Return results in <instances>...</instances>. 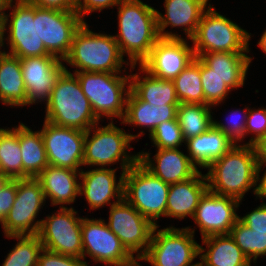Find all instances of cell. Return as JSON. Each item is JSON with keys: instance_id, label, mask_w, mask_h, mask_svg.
I'll list each match as a JSON object with an SVG mask.
<instances>
[{"instance_id": "obj_11", "label": "cell", "mask_w": 266, "mask_h": 266, "mask_svg": "<svg viewBox=\"0 0 266 266\" xmlns=\"http://www.w3.org/2000/svg\"><path fill=\"white\" fill-rule=\"evenodd\" d=\"M71 207L42 219L37 236L44 249L66 256L83 259L82 218Z\"/></svg>"}, {"instance_id": "obj_41", "label": "cell", "mask_w": 266, "mask_h": 266, "mask_svg": "<svg viewBox=\"0 0 266 266\" xmlns=\"http://www.w3.org/2000/svg\"><path fill=\"white\" fill-rule=\"evenodd\" d=\"M82 258L66 256L42 249L39 254L37 266H88Z\"/></svg>"}, {"instance_id": "obj_38", "label": "cell", "mask_w": 266, "mask_h": 266, "mask_svg": "<svg viewBox=\"0 0 266 266\" xmlns=\"http://www.w3.org/2000/svg\"><path fill=\"white\" fill-rule=\"evenodd\" d=\"M149 135L159 149L178 148L185 143L177 118L162 122Z\"/></svg>"}, {"instance_id": "obj_32", "label": "cell", "mask_w": 266, "mask_h": 266, "mask_svg": "<svg viewBox=\"0 0 266 266\" xmlns=\"http://www.w3.org/2000/svg\"><path fill=\"white\" fill-rule=\"evenodd\" d=\"M211 107L208 104L180 103L177 119L184 140L199 136L213 125Z\"/></svg>"}, {"instance_id": "obj_20", "label": "cell", "mask_w": 266, "mask_h": 266, "mask_svg": "<svg viewBox=\"0 0 266 266\" xmlns=\"http://www.w3.org/2000/svg\"><path fill=\"white\" fill-rule=\"evenodd\" d=\"M208 0H165L166 14L157 11V30L162 39H182L178 34L166 32L169 25L183 27L186 38L192 39L197 31L203 12L207 9Z\"/></svg>"}, {"instance_id": "obj_40", "label": "cell", "mask_w": 266, "mask_h": 266, "mask_svg": "<svg viewBox=\"0 0 266 266\" xmlns=\"http://www.w3.org/2000/svg\"><path fill=\"white\" fill-rule=\"evenodd\" d=\"M247 112L245 134H252V132L255 134L250 138L249 143H246L251 145L258 138L266 135V109L250 110L248 108Z\"/></svg>"}, {"instance_id": "obj_1", "label": "cell", "mask_w": 266, "mask_h": 266, "mask_svg": "<svg viewBox=\"0 0 266 266\" xmlns=\"http://www.w3.org/2000/svg\"><path fill=\"white\" fill-rule=\"evenodd\" d=\"M117 6L119 33L114 38L134 69L138 61L140 65L149 56L160 39L157 10L141 0H122Z\"/></svg>"}, {"instance_id": "obj_48", "label": "cell", "mask_w": 266, "mask_h": 266, "mask_svg": "<svg viewBox=\"0 0 266 266\" xmlns=\"http://www.w3.org/2000/svg\"><path fill=\"white\" fill-rule=\"evenodd\" d=\"M10 0H0V31L2 29L4 19H5V10L7 9L8 3ZM3 11V12H2Z\"/></svg>"}, {"instance_id": "obj_23", "label": "cell", "mask_w": 266, "mask_h": 266, "mask_svg": "<svg viewBox=\"0 0 266 266\" xmlns=\"http://www.w3.org/2000/svg\"><path fill=\"white\" fill-rule=\"evenodd\" d=\"M206 181V175L198 171L185 181L170 184L165 216L177 219L193 217L201 197L208 190Z\"/></svg>"}, {"instance_id": "obj_5", "label": "cell", "mask_w": 266, "mask_h": 266, "mask_svg": "<svg viewBox=\"0 0 266 266\" xmlns=\"http://www.w3.org/2000/svg\"><path fill=\"white\" fill-rule=\"evenodd\" d=\"M74 74L98 119L106 116L123 120L130 92V75L120 76L118 75L120 73L90 71H80ZM127 84L128 89L125 88Z\"/></svg>"}, {"instance_id": "obj_39", "label": "cell", "mask_w": 266, "mask_h": 266, "mask_svg": "<svg viewBox=\"0 0 266 266\" xmlns=\"http://www.w3.org/2000/svg\"><path fill=\"white\" fill-rule=\"evenodd\" d=\"M246 111H248V108L244 111H241L244 114L243 117L237 115V112H239L238 110L232 111L234 118L232 117L231 123H229L227 126L223 123H219L218 121H213V125L221 130L234 144H237V141H241L243 138H245L246 118L248 113Z\"/></svg>"}, {"instance_id": "obj_53", "label": "cell", "mask_w": 266, "mask_h": 266, "mask_svg": "<svg viewBox=\"0 0 266 266\" xmlns=\"http://www.w3.org/2000/svg\"><path fill=\"white\" fill-rule=\"evenodd\" d=\"M0 173H3V170H2L1 164H0Z\"/></svg>"}, {"instance_id": "obj_28", "label": "cell", "mask_w": 266, "mask_h": 266, "mask_svg": "<svg viewBox=\"0 0 266 266\" xmlns=\"http://www.w3.org/2000/svg\"><path fill=\"white\" fill-rule=\"evenodd\" d=\"M232 90L244 86L252 58L245 53L211 52L199 57Z\"/></svg>"}, {"instance_id": "obj_15", "label": "cell", "mask_w": 266, "mask_h": 266, "mask_svg": "<svg viewBox=\"0 0 266 266\" xmlns=\"http://www.w3.org/2000/svg\"><path fill=\"white\" fill-rule=\"evenodd\" d=\"M84 22L76 11L37 6L38 37L46 50L62 61L70 51L75 33Z\"/></svg>"}, {"instance_id": "obj_26", "label": "cell", "mask_w": 266, "mask_h": 266, "mask_svg": "<svg viewBox=\"0 0 266 266\" xmlns=\"http://www.w3.org/2000/svg\"><path fill=\"white\" fill-rule=\"evenodd\" d=\"M189 158L197 167L207 168L222 157L234 143L218 128L212 125L206 132L185 141Z\"/></svg>"}, {"instance_id": "obj_7", "label": "cell", "mask_w": 266, "mask_h": 266, "mask_svg": "<svg viewBox=\"0 0 266 266\" xmlns=\"http://www.w3.org/2000/svg\"><path fill=\"white\" fill-rule=\"evenodd\" d=\"M97 127L96 124L86 131L83 166L96 165L106 168L121 159L122 173H125L138 162V154L129 156L127 150L131 149L129 143L142 135L141 133L138 135L128 134L115 126L113 121L105 127H98V129ZM91 131L94 132L92 136ZM89 136H91L90 139Z\"/></svg>"}, {"instance_id": "obj_16", "label": "cell", "mask_w": 266, "mask_h": 266, "mask_svg": "<svg viewBox=\"0 0 266 266\" xmlns=\"http://www.w3.org/2000/svg\"><path fill=\"white\" fill-rule=\"evenodd\" d=\"M86 131L44 120L41 136L50 165L78 170L83 165Z\"/></svg>"}, {"instance_id": "obj_31", "label": "cell", "mask_w": 266, "mask_h": 266, "mask_svg": "<svg viewBox=\"0 0 266 266\" xmlns=\"http://www.w3.org/2000/svg\"><path fill=\"white\" fill-rule=\"evenodd\" d=\"M19 142L23 163V178H36L49 165L41 130L33 132L28 126L20 123Z\"/></svg>"}, {"instance_id": "obj_8", "label": "cell", "mask_w": 266, "mask_h": 266, "mask_svg": "<svg viewBox=\"0 0 266 266\" xmlns=\"http://www.w3.org/2000/svg\"><path fill=\"white\" fill-rule=\"evenodd\" d=\"M123 183V198L157 226L155 220L165 216L170 184L153 175L139 161L125 172Z\"/></svg>"}, {"instance_id": "obj_3", "label": "cell", "mask_w": 266, "mask_h": 266, "mask_svg": "<svg viewBox=\"0 0 266 266\" xmlns=\"http://www.w3.org/2000/svg\"><path fill=\"white\" fill-rule=\"evenodd\" d=\"M45 121L82 131L99 124L79 80L67 69L60 74L46 102Z\"/></svg>"}, {"instance_id": "obj_9", "label": "cell", "mask_w": 266, "mask_h": 266, "mask_svg": "<svg viewBox=\"0 0 266 266\" xmlns=\"http://www.w3.org/2000/svg\"><path fill=\"white\" fill-rule=\"evenodd\" d=\"M158 227H154L147 251L139 260L153 266L195 265L191 263L200 255V245L194 240L195 230L169 227L157 231Z\"/></svg>"}, {"instance_id": "obj_4", "label": "cell", "mask_w": 266, "mask_h": 266, "mask_svg": "<svg viewBox=\"0 0 266 266\" xmlns=\"http://www.w3.org/2000/svg\"><path fill=\"white\" fill-rule=\"evenodd\" d=\"M63 61L79 68L75 72L103 73H121L120 68L126 63L114 36L94 33L86 22L75 33L70 51Z\"/></svg>"}, {"instance_id": "obj_18", "label": "cell", "mask_w": 266, "mask_h": 266, "mask_svg": "<svg viewBox=\"0 0 266 266\" xmlns=\"http://www.w3.org/2000/svg\"><path fill=\"white\" fill-rule=\"evenodd\" d=\"M189 46L183 38H160L139 66L156 78L173 80L195 58Z\"/></svg>"}, {"instance_id": "obj_46", "label": "cell", "mask_w": 266, "mask_h": 266, "mask_svg": "<svg viewBox=\"0 0 266 266\" xmlns=\"http://www.w3.org/2000/svg\"><path fill=\"white\" fill-rule=\"evenodd\" d=\"M251 146L254 150L259 175L263 164L266 166V135L258 138Z\"/></svg>"}, {"instance_id": "obj_24", "label": "cell", "mask_w": 266, "mask_h": 266, "mask_svg": "<svg viewBox=\"0 0 266 266\" xmlns=\"http://www.w3.org/2000/svg\"><path fill=\"white\" fill-rule=\"evenodd\" d=\"M70 168L48 165L36 178L39 180L45 198H50L52 205L71 204L79 195L80 172ZM78 182V183H77Z\"/></svg>"}, {"instance_id": "obj_6", "label": "cell", "mask_w": 266, "mask_h": 266, "mask_svg": "<svg viewBox=\"0 0 266 266\" xmlns=\"http://www.w3.org/2000/svg\"><path fill=\"white\" fill-rule=\"evenodd\" d=\"M214 9L209 4L201 16L196 33L191 39L195 57H200L203 53L221 51L249 52L250 34Z\"/></svg>"}, {"instance_id": "obj_21", "label": "cell", "mask_w": 266, "mask_h": 266, "mask_svg": "<svg viewBox=\"0 0 266 266\" xmlns=\"http://www.w3.org/2000/svg\"><path fill=\"white\" fill-rule=\"evenodd\" d=\"M154 156L155 163L150 159L151 153L139 152V162L153 175L168 184L178 183L193 177L199 170L189 156L178 148L159 149ZM157 164V165H156Z\"/></svg>"}, {"instance_id": "obj_13", "label": "cell", "mask_w": 266, "mask_h": 266, "mask_svg": "<svg viewBox=\"0 0 266 266\" xmlns=\"http://www.w3.org/2000/svg\"><path fill=\"white\" fill-rule=\"evenodd\" d=\"M107 225L132 256L140 251L136 256L139 261L147 251L155 226L124 198L111 204Z\"/></svg>"}, {"instance_id": "obj_2", "label": "cell", "mask_w": 266, "mask_h": 266, "mask_svg": "<svg viewBox=\"0 0 266 266\" xmlns=\"http://www.w3.org/2000/svg\"><path fill=\"white\" fill-rule=\"evenodd\" d=\"M206 179L208 190L242 200L253 186L257 193L258 166L253 147L250 144H234L222 157L208 167Z\"/></svg>"}, {"instance_id": "obj_49", "label": "cell", "mask_w": 266, "mask_h": 266, "mask_svg": "<svg viewBox=\"0 0 266 266\" xmlns=\"http://www.w3.org/2000/svg\"><path fill=\"white\" fill-rule=\"evenodd\" d=\"M12 179L4 174V173H0V191L4 188V186L10 182Z\"/></svg>"}, {"instance_id": "obj_45", "label": "cell", "mask_w": 266, "mask_h": 266, "mask_svg": "<svg viewBox=\"0 0 266 266\" xmlns=\"http://www.w3.org/2000/svg\"><path fill=\"white\" fill-rule=\"evenodd\" d=\"M27 2L42 8L63 11H76L77 0H26Z\"/></svg>"}, {"instance_id": "obj_29", "label": "cell", "mask_w": 266, "mask_h": 266, "mask_svg": "<svg viewBox=\"0 0 266 266\" xmlns=\"http://www.w3.org/2000/svg\"><path fill=\"white\" fill-rule=\"evenodd\" d=\"M202 240L208 249L205 252L206 249L200 246L199 258L203 266H251L249 259L229 234L211 235Z\"/></svg>"}, {"instance_id": "obj_51", "label": "cell", "mask_w": 266, "mask_h": 266, "mask_svg": "<svg viewBox=\"0 0 266 266\" xmlns=\"http://www.w3.org/2000/svg\"><path fill=\"white\" fill-rule=\"evenodd\" d=\"M193 266H203V264H202L201 262H197V263H195V265H193Z\"/></svg>"}, {"instance_id": "obj_42", "label": "cell", "mask_w": 266, "mask_h": 266, "mask_svg": "<svg viewBox=\"0 0 266 266\" xmlns=\"http://www.w3.org/2000/svg\"><path fill=\"white\" fill-rule=\"evenodd\" d=\"M238 219L254 232L266 233V203Z\"/></svg>"}, {"instance_id": "obj_43", "label": "cell", "mask_w": 266, "mask_h": 266, "mask_svg": "<svg viewBox=\"0 0 266 266\" xmlns=\"http://www.w3.org/2000/svg\"><path fill=\"white\" fill-rule=\"evenodd\" d=\"M17 193V179H12L0 191V223L11 210Z\"/></svg>"}, {"instance_id": "obj_14", "label": "cell", "mask_w": 266, "mask_h": 266, "mask_svg": "<svg viewBox=\"0 0 266 266\" xmlns=\"http://www.w3.org/2000/svg\"><path fill=\"white\" fill-rule=\"evenodd\" d=\"M81 233L83 259L87 254L95 262L110 266H131L136 262L104 220L82 218Z\"/></svg>"}, {"instance_id": "obj_30", "label": "cell", "mask_w": 266, "mask_h": 266, "mask_svg": "<svg viewBox=\"0 0 266 266\" xmlns=\"http://www.w3.org/2000/svg\"><path fill=\"white\" fill-rule=\"evenodd\" d=\"M140 68L141 72L146 73L143 80L138 74L130 75V90L140 100L152 104H180L173 80L156 78Z\"/></svg>"}, {"instance_id": "obj_10", "label": "cell", "mask_w": 266, "mask_h": 266, "mask_svg": "<svg viewBox=\"0 0 266 266\" xmlns=\"http://www.w3.org/2000/svg\"><path fill=\"white\" fill-rule=\"evenodd\" d=\"M10 0L7 9L13 8L12 12L5 15L4 23L0 31V41L4 45V32L9 21V36L7 37L10 45V54L20 59L51 55L45 48L43 42L38 37L37 30V6L26 0ZM11 15V16H10Z\"/></svg>"}, {"instance_id": "obj_47", "label": "cell", "mask_w": 266, "mask_h": 266, "mask_svg": "<svg viewBox=\"0 0 266 266\" xmlns=\"http://www.w3.org/2000/svg\"><path fill=\"white\" fill-rule=\"evenodd\" d=\"M258 181L260 180L261 182L257 186V193L256 195L263 200V198H266V170L265 173L262 176V179H260L258 175Z\"/></svg>"}, {"instance_id": "obj_44", "label": "cell", "mask_w": 266, "mask_h": 266, "mask_svg": "<svg viewBox=\"0 0 266 266\" xmlns=\"http://www.w3.org/2000/svg\"><path fill=\"white\" fill-rule=\"evenodd\" d=\"M122 0H77L76 12L83 20L85 14L102 9L109 8L110 6H117Z\"/></svg>"}, {"instance_id": "obj_19", "label": "cell", "mask_w": 266, "mask_h": 266, "mask_svg": "<svg viewBox=\"0 0 266 266\" xmlns=\"http://www.w3.org/2000/svg\"><path fill=\"white\" fill-rule=\"evenodd\" d=\"M62 60L54 55L21 59L28 105L48 101L60 74L66 69Z\"/></svg>"}, {"instance_id": "obj_22", "label": "cell", "mask_w": 266, "mask_h": 266, "mask_svg": "<svg viewBox=\"0 0 266 266\" xmlns=\"http://www.w3.org/2000/svg\"><path fill=\"white\" fill-rule=\"evenodd\" d=\"M116 169L95 168L89 171L80 172L79 195H84L90 205V209H99L105 204H111V198L123 199L124 175L122 173L119 182L116 183ZM116 194V195H115Z\"/></svg>"}, {"instance_id": "obj_27", "label": "cell", "mask_w": 266, "mask_h": 266, "mask_svg": "<svg viewBox=\"0 0 266 266\" xmlns=\"http://www.w3.org/2000/svg\"><path fill=\"white\" fill-rule=\"evenodd\" d=\"M0 100L10 106L28 105L21 59L5 51L0 53Z\"/></svg>"}, {"instance_id": "obj_37", "label": "cell", "mask_w": 266, "mask_h": 266, "mask_svg": "<svg viewBox=\"0 0 266 266\" xmlns=\"http://www.w3.org/2000/svg\"><path fill=\"white\" fill-rule=\"evenodd\" d=\"M201 85L204 93V104H208L210 106H215L221 103L231 91L225 81L213 73V70L202 60Z\"/></svg>"}, {"instance_id": "obj_52", "label": "cell", "mask_w": 266, "mask_h": 266, "mask_svg": "<svg viewBox=\"0 0 266 266\" xmlns=\"http://www.w3.org/2000/svg\"><path fill=\"white\" fill-rule=\"evenodd\" d=\"M131 266H141L139 263H138V260Z\"/></svg>"}, {"instance_id": "obj_33", "label": "cell", "mask_w": 266, "mask_h": 266, "mask_svg": "<svg viewBox=\"0 0 266 266\" xmlns=\"http://www.w3.org/2000/svg\"><path fill=\"white\" fill-rule=\"evenodd\" d=\"M177 99L180 103L204 104L201 85V59L195 57L174 79Z\"/></svg>"}, {"instance_id": "obj_36", "label": "cell", "mask_w": 266, "mask_h": 266, "mask_svg": "<svg viewBox=\"0 0 266 266\" xmlns=\"http://www.w3.org/2000/svg\"><path fill=\"white\" fill-rule=\"evenodd\" d=\"M229 235L250 262L253 258L256 263L257 257L266 255V233L254 232L238 219Z\"/></svg>"}, {"instance_id": "obj_35", "label": "cell", "mask_w": 266, "mask_h": 266, "mask_svg": "<svg viewBox=\"0 0 266 266\" xmlns=\"http://www.w3.org/2000/svg\"><path fill=\"white\" fill-rule=\"evenodd\" d=\"M7 238H16L19 242L8 253L2 266H37L38 257L43 249L37 235H10Z\"/></svg>"}, {"instance_id": "obj_34", "label": "cell", "mask_w": 266, "mask_h": 266, "mask_svg": "<svg viewBox=\"0 0 266 266\" xmlns=\"http://www.w3.org/2000/svg\"><path fill=\"white\" fill-rule=\"evenodd\" d=\"M0 164L3 173L11 179L23 178L19 126L12 129L0 128Z\"/></svg>"}, {"instance_id": "obj_12", "label": "cell", "mask_w": 266, "mask_h": 266, "mask_svg": "<svg viewBox=\"0 0 266 266\" xmlns=\"http://www.w3.org/2000/svg\"><path fill=\"white\" fill-rule=\"evenodd\" d=\"M37 178L17 179V193L13 206L1 223L5 236L37 235L42 220H34L46 201Z\"/></svg>"}, {"instance_id": "obj_25", "label": "cell", "mask_w": 266, "mask_h": 266, "mask_svg": "<svg viewBox=\"0 0 266 266\" xmlns=\"http://www.w3.org/2000/svg\"><path fill=\"white\" fill-rule=\"evenodd\" d=\"M179 104H152L140 100L131 90L126 101V111L122 123L153 130L162 122L177 118Z\"/></svg>"}, {"instance_id": "obj_50", "label": "cell", "mask_w": 266, "mask_h": 266, "mask_svg": "<svg viewBox=\"0 0 266 266\" xmlns=\"http://www.w3.org/2000/svg\"><path fill=\"white\" fill-rule=\"evenodd\" d=\"M259 47L266 53V30L258 42Z\"/></svg>"}, {"instance_id": "obj_17", "label": "cell", "mask_w": 266, "mask_h": 266, "mask_svg": "<svg viewBox=\"0 0 266 266\" xmlns=\"http://www.w3.org/2000/svg\"><path fill=\"white\" fill-rule=\"evenodd\" d=\"M240 200L221 196L207 190L201 197L192 217L200 229L202 238L211 235L229 234L239 216L236 208Z\"/></svg>"}]
</instances>
